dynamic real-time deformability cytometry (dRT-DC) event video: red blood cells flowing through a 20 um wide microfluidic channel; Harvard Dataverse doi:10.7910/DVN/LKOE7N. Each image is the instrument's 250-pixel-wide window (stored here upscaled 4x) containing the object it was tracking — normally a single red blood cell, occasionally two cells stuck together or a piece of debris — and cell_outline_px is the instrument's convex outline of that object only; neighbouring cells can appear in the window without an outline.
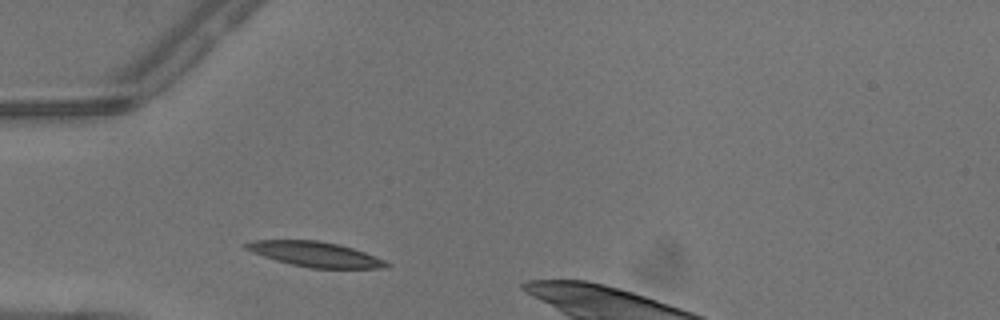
{"species": "common noctule bat (a hibernating species)", "species_latin": "Nyctalus noctula", "temperature_condition": "warm", "stored_images_in_passage": 2, "camera_frame_rate_fps": 3000, "um_per_image_px": 0.085, "animal": {"sex": "male", "body_mass_g": 13.3}, "frame": {"image": 1, "passage_image": 2, "time_ms": 0.333, "image_size_px": [1000, 320], "cell_outline_px": [[392, 264], [388, 268], [312, 268], [292, 264], [276, 260], [252, 252], [244, 248], [244, 244], [252, 240], [320, 240], [352, 248], [364, 252], [384, 260]], "centroid_in_image_um": [26.8, 21.61], "position_along_channel_um": 58.2, "area_um2": 20.29}}